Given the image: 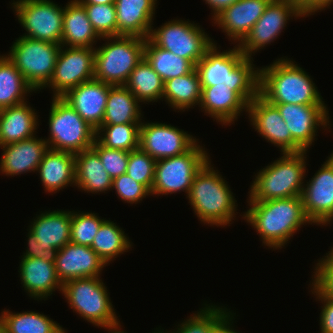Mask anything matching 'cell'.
I'll list each match as a JSON object with an SVG mask.
<instances>
[{"mask_svg":"<svg viewBox=\"0 0 333 333\" xmlns=\"http://www.w3.org/2000/svg\"><path fill=\"white\" fill-rule=\"evenodd\" d=\"M144 58L164 82L178 76L187 75L196 68L188 59L181 58L154 45L148 38L145 39Z\"/></svg>","mask_w":333,"mask_h":333,"instance_id":"obj_34","label":"cell"},{"mask_svg":"<svg viewBox=\"0 0 333 333\" xmlns=\"http://www.w3.org/2000/svg\"><path fill=\"white\" fill-rule=\"evenodd\" d=\"M101 38L94 31L84 6L71 0L64 7L61 46L94 48Z\"/></svg>","mask_w":333,"mask_h":333,"instance_id":"obj_29","label":"cell"},{"mask_svg":"<svg viewBox=\"0 0 333 333\" xmlns=\"http://www.w3.org/2000/svg\"><path fill=\"white\" fill-rule=\"evenodd\" d=\"M293 16L304 17L293 5L281 0H272L249 33L237 44L238 48L245 57L252 58V53L255 55V52L280 36L287 20Z\"/></svg>","mask_w":333,"mask_h":333,"instance_id":"obj_14","label":"cell"},{"mask_svg":"<svg viewBox=\"0 0 333 333\" xmlns=\"http://www.w3.org/2000/svg\"><path fill=\"white\" fill-rule=\"evenodd\" d=\"M204 1L213 10L212 12L214 14H212V15L214 17L221 10H223L224 8L230 6L231 4H233L234 2H236L237 0H204Z\"/></svg>","mask_w":333,"mask_h":333,"instance_id":"obj_50","label":"cell"},{"mask_svg":"<svg viewBox=\"0 0 333 333\" xmlns=\"http://www.w3.org/2000/svg\"><path fill=\"white\" fill-rule=\"evenodd\" d=\"M233 314L230 312L214 329L212 333H239L236 330H234L231 326V321L233 320ZM232 315V316H231Z\"/></svg>","mask_w":333,"mask_h":333,"instance_id":"obj_49","label":"cell"},{"mask_svg":"<svg viewBox=\"0 0 333 333\" xmlns=\"http://www.w3.org/2000/svg\"><path fill=\"white\" fill-rule=\"evenodd\" d=\"M32 222L29 230L40 246V258L54 259V254L70 242L71 211H46Z\"/></svg>","mask_w":333,"mask_h":333,"instance_id":"obj_20","label":"cell"},{"mask_svg":"<svg viewBox=\"0 0 333 333\" xmlns=\"http://www.w3.org/2000/svg\"><path fill=\"white\" fill-rule=\"evenodd\" d=\"M12 7L24 37L61 44L64 7L51 0H17Z\"/></svg>","mask_w":333,"mask_h":333,"instance_id":"obj_12","label":"cell"},{"mask_svg":"<svg viewBox=\"0 0 333 333\" xmlns=\"http://www.w3.org/2000/svg\"><path fill=\"white\" fill-rule=\"evenodd\" d=\"M112 189L121 200L130 204H136L151 194L145 185L134 181L127 173L113 178Z\"/></svg>","mask_w":333,"mask_h":333,"instance_id":"obj_44","label":"cell"},{"mask_svg":"<svg viewBox=\"0 0 333 333\" xmlns=\"http://www.w3.org/2000/svg\"><path fill=\"white\" fill-rule=\"evenodd\" d=\"M225 179L211 166L210 159L196 173L187 198L204 224L225 227L236 214L237 202Z\"/></svg>","mask_w":333,"mask_h":333,"instance_id":"obj_4","label":"cell"},{"mask_svg":"<svg viewBox=\"0 0 333 333\" xmlns=\"http://www.w3.org/2000/svg\"><path fill=\"white\" fill-rule=\"evenodd\" d=\"M272 0H237L212 17L230 40L238 42L252 29Z\"/></svg>","mask_w":333,"mask_h":333,"instance_id":"obj_22","label":"cell"},{"mask_svg":"<svg viewBox=\"0 0 333 333\" xmlns=\"http://www.w3.org/2000/svg\"><path fill=\"white\" fill-rule=\"evenodd\" d=\"M198 142L186 153L156 161L151 195L185 191L188 195L196 173L209 160Z\"/></svg>","mask_w":333,"mask_h":333,"instance_id":"obj_10","label":"cell"},{"mask_svg":"<svg viewBox=\"0 0 333 333\" xmlns=\"http://www.w3.org/2000/svg\"><path fill=\"white\" fill-rule=\"evenodd\" d=\"M125 234L116 223L105 220L90 247L107 265L133 246Z\"/></svg>","mask_w":333,"mask_h":333,"instance_id":"obj_37","label":"cell"},{"mask_svg":"<svg viewBox=\"0 0 333 333\" xmlns=\"http://www.w3.org/2000/svg\"><path fill=\"white\" fill-rule=\"evenodd\" d=\"M157 0H115L117 36L148 38Z\"/></svg>","mask_w":333,"mask_h":333,"instance_id":"obj_25","label":"cell"},{"mask_svg":"<svg viewBox=\"0 0 333 333\" xmlns=\"http://www.w3.org/2000/svg\"><path fill=\"white\" fill-rule=\"evenodd\" d=\"M113 178L106 172L99 155L92 149L75 154V185L87 192L112 190Z\"/></svg>","mask_w":333,"mask_h":333,"instance_id":"obj_30","label":"cell"},{"mask_svg":"<svg viewBox=\"0 0 333 333\" xmlns=\"http://www.w3.org/2000/svg\"><path fill=\"white\" fill-rule=\"evenodd\" d=\"M205 305L199 312L179 324L177 331L171 333H212L215 327L230 313L225 307ZM167 333L169 332L167 331Z\"/></svg>","mask_w":333,"mask_h":333,"instance_id":"obj_39","label":"cell"},{"mask_svg":"<svg viewBox=\"0 0 333 333\" xmlns=\"http://www.w3.org/2000/svg\"><path fill=\"white\" fill-rule=\"evenodd\" d=\"M243 218L260 235L265 246L281 249L301 225L312 224L307 218L301 196L268 201L249 202Z\"/></svg>","mask_w":333,"mask_h":333,"instance_id":"obj_2","label":"cell"},{"mask_svg":"<svg viewBox=\"0 0 333 333\" xmlns=\"http://www.w3.org/2000/svg\"><path fill=\"white\" fill-rule=\"evenodd\" d=\"M293 5L302 15H314V0H281Z\"/></svg>","mask_w":333,"mask_h":333,"instance_id":"obj_47","label":"cell"},{"mask_svg":"<svg viewBox=\"0 0 333 333\" xmlns=\"http://www.w3.org/2000/svg\"><path fill=\"white\" fill-rule=\"evenodd\" d=\"M125 86L143 103L162 99L164 81L143 57L130 73Z\"/></svg>","mask_w":333,"mask_h":333,"instance_id":"obj_36","label":"cell"},{"mask_svg":"<svg viewBox=\"0 0 333 333\" xmlns=\"http://www.w3.org/2000/svg\"><path fill=\"white\" fill-rule=\"evenodd\" d=\"M307 151L286 152L257 172L248 192V202L301 196L306 172Z\"/></svg>","mask_w":333,"mask_h":333,"instance_id":"obj_5","label":"cell"},{"mask_svg":"<svg viewBox=\"0 0 333 333\" xmlns=\"http://www.w3.org/2000/svg\"><path fill=\"white\" fill-rule=\"evenodd\" d=\"M312 286V293L323 304L319 318L321 333H333V298L322 294L314 285Z\"/></svg>","mask_w":333,"mask_h":333,"instance_id":"obj_46","label":"cell"},{"mask_svg":"<svg viewBox=\"0 0 333 333\" xmlns=\"http://www.w3.org/2000/svg\"><path fill=\"white\" fill-rule=\"evenodd\" d=\"M91 148L99 155L103 167L112 178L126 173L129 152L107 148L97 139H95Z\"/></svg>","mask_w":333,"mask_h":333,"instance_id":"obj_43","label":"cell"},{"mask_svg":"<svg viewBox=\"0 0 333 333\" xmlns=\"http://www.w3.org/2000/svg\"><path fill=\"white\" fill-rule=\"evenodd\" d=\"M110 86L94 78L68 90L61 98L97 130L103 121Z\"/></svg>","mask_w":333,"mask_h":333,"instance_id":"obj_21","label":"cell"},{"mask_svg":"<svg viewBox=\"0 0 333 333\" xmlns=\"http://www.w3.org/2000/svg\"><path fill=\"white\" fill-rule=\"evenodd\" d=\"M115 333H125L124 331H121V328H119ZM152 333H167V331H163V330H155Z\"/></svg>","mask_w":333,"mask_h":333,"instance_id":"obj_53","label":"cell"},{"mask_svg":"<svg viewBox=\"0 0 333 333\" xmlns=\"http://www.w3.org/2000/svg\"><path fill=\"white\" fill-rule=\"evenodd\" d=\"M331 3H333V0H314V14L319 10H325Z\"/></svg>","mask_w":333,"mask_h":333,"instance_id":"obj_51","label":"cell"},{"mask_svg":"<svg viewBox=\"0 0 333 333\" xmlns=\"http://www.w3.org/2000/svg\"><path fill=\"white\" fill-rule=\"evenodd\" d=\"M49 112V149L79 153L92 147L96 130L61 97H53Z\"/></svg>","mask_w":333,"mask_h":333,"instance_id":"obj_8","label":"cell"},{"mask_svg":"<svg viewBox=\"0 0 333 333\" xmlns=\"http://www.w3.org/2000/svg\"><path fill=\"white\" fill-rule=\"evenodd\" d=\"M259 70V94L269 103L325 105L311 76L287 57Z\"/></svg>","mask_w":333,"mask_h":333,"instance_id":"obj_3","label":"cell"},{"mask_svg":"<svg viewBox=\"0 0 333 333\" xmlns=\"http://www.w3.org/2000/svg\"><path fill=\"white\" fill-rule=\"evenodd\" d=\"M329 158L333 161V153L329 156Z\"/></svg>","mask_w":333,"mask_h":333,"instance_id":"obj_55","label":"cell"},{"mask_svg":"<svg viewBox=\"0 0 333 333\" xmlns=\"http://www.w3.org/2000/svg\"><path fill=\"white\" fill-rule=\"evenodd\" d=\"M21 284L36 300L47 299L53 291H62V283L57 277L54 259L22 257L20 262Z\"/></svg>","mask_w":333,"mask_h":333,"instance_id":"obj_23","label":"cell"},{"mask_svg":"<svg viewBox=\"0 0 333 333\" xmlns=\"http://www.w3.org/2000/svg\"><path fill=\"white\" fill-rule=\"evenodd\" d=\"M65 47H60L53 75L45 86L51 87L53 97H62L68 90L94 79L95 49Z\"/></svg>","mask_w":333,"mask_h":333,"instance_id":"obj_13","label":"cell"},{"mask_svg":"<svg viewBox=\"0 0 333 333\" xmlns=\"http://www.w3.org/2000/svg\"><path fill=\"white\" fill-rule=\"evenodd\" d=\"M197 142L195 137L170 124L142 122L140 125L139 148L156 161L182 155Z\"/></svg>","mask_w":333,"mask_h":333,"instance_id":"obj_15","label":"cell"},{"mask_svg":"<svg viewBox=\"0 0 333 333\" xmlns=\"http://www.w3.org/2000/svg\"><path fill=\"white\" fill-rule=\"evenodd\" d=\"M201 82L196 68L187 75L178 76L164 82V99L171 108L183 110L199 105L201 100Z\"/></svg>","mask_w":333,"mask_h":333,"instance_id":"obj_32","label":"cell"},{"mask_svg":"<svg viewBox=\"0 0 333 333\" xmlns=\"http://www.w3.org/2000/svg\"><path fill=\"white\" fill-rule=\"evenodd\" d=\"M247 112L253 128L267 142L281 149L282 153L303 151L292 139V135L278 108L258 94L248 104Z\"/></svg>","mask_w":333,"mask_h":333,"instance_id":"obj_17","label":"cell"},{"mask_svg":"<svg viewBox=\"0 0 333 333\" xmlns=\"http://www.w3.org/2000/svg\"><path fill=\"white\" fill-rule=\"evenodd\" d=\"M28 247L23 257L40 258V246L35 239V235L29 230L28 234Z\"/></svg>","mask_w":333,"mask_h":333,"instance_id":"obj_48","label":"cell"},{"mask_svg":"<svg viewBox=\"0 0 333 333\" xmlns=\"http://www.w3.org/2000/svg\"><path fill=\"white\" fill-rule=\"evenodd\" d=\"M148 39L156 46L168 50L195 66L215 43L202 28L189 20H172L160 28H151Z\"/></svg>","mask_w":333,"mask_h":333,"instance_id":"obj_11","label":"cell"},{"mask_svg":"<svg viewBox=\"0 0 333 333\" xmlns=\"http://www.w3.org/2000/svg\"><path fill=\"white\" fill-rule=\"evenodd\" d=\"M0 148L3 150L0 171L6 176L37 171L44 153L49 149L45 139L35 136Z\"/></svg>","mask_w":333,"mask_h":333,"instance_id":"obj_24","label":"cell"},{"mask_svg":"<svg viewBox=\"0 0 333 333\" xmlns=\"http://www.w3.org/2000/svg\"><path fill=\"white\" fill-rule=\"evenodd\" d=\"M61 44L21 36L6 56L35 90L43 89L54 72Z\"/></svg>","mask_w":333,"mask_h":333,"instance_id":"obj_9","label":"cell"},{"mask_svg":"<svg viewBox=\"0 0 333 333\" xmlns=\"http://www.w3.org/2000/svg\"><path fill=\"white\" fill-rule=\"evenodd\" d=\"M82 5H92V4H114L115 0H78Z\"/></svg>","mask_w":333,"mask_h":333,"instance_id":"obj_52","label":"cell"},{"mask_svg":"<svg viewBox=\"0 0 333 333\" xmlns=\"http://www.w3.org/2000/svg\"><path fill=\"white\" fill-rule=\"evenodd\" d=\"M105 219L92 212H71L70 242L91 246L101 224Z\"/></svg>","mask_w":333,"mask_h":333,"instance_id":"obj_40","label":"cell"},{"mask_svg":"<svg viewBox=\"0 0 333 333\" xmlns=\"http://www.w3.org/2000/svg\"><path fill=\"white\" fill-rule=\"evenodd\" d=\"M199 107L216 122L231 125L238 119L240 113L248 109V104L234 91L232 87H203ZM235 119V120H234ZM233 122V123H232Z\"/></svg>","mask_w":333,"mask_h":333,"instance_id":"obj_26","label":"cell"},{"mask_svg":"<svg viewBox=\"0 0 333 333\" xmlns=\"http://www.w3.org/2000/svg\"><path fill=\"white\" fill-rule=\"evenodd\" d=\"M324 257L316 264L311 285L322 294L333 298V250L330 249Z\"/></svg>","mask_w":333,"mask_h":333,"instance_id":"obj_45","label":"cell"},{"mask_svg":"<svg viewBox=\"0 0 333 333\" xmlns=\"http://www.w3.org/2000/svg\"><path fill=\"white\" fill-rule=\"evenodd\" d=\"M140 125L141 123L101 125L96 130V139L107 148L130 152L139 149Z\"/></svg>","mask_w":333,"mask_h":333,"instance_id":"obj_38","label":"cell"},{"mask_svg":"<svg viewBox=\"0 0 333 333\" xmlns=\"http://www.w3.org/2000/svg\"><path fill=\"white\" fill-rule=\"evenodd\" d=\"M140 101L125 85L110 86L101 125L142 123Z\"/></svg>","mask_w":333,"mask_h":333,"instance_id":"obj_31","label":"cell"},{"mask_svg":"<svg viewBox=\"0 0 333 333\" xmlns=\"http://www.w3.org/2000/svg\"><path fill=\"white\" fill-rule=\"evenodd\" d=\"M37 172L46 192L56 193L69 184L75 186V154L48 149L39 163Z\"/></svg>","mask_w":333,"mask_h":333,"instance_id":"obj_27","label":"cell"},{"mask_svg":"<svg viewBox=\"0 0 333 333\" xmlns=\"http://www.w3.org/2000/svg\"><path fill=\"white\" fill-rule=\"evenodd\" d=\"M275 105L288 129L293 141L307 151L316 139L317 129H326L329 125V112L326 105L273 104Z\"/></svg>","mask_w":333,"mask_h":333,"instance_id":"obj_18","label":"cell"},{"mask_svg":"<svg viewBox=\"0 0 333 333\" xmlns=\"http://www.w3.org/2000/svg\"><path fill=\"white\" fill-rule=\"evenodd\" d=\"M56 274L62 285L76 278L100 277L106 266L90 246L67 243L54 254Z\"/></svg>","mask_w":333,"mask_h":333,"instance_id":"obj_19","label":"cell"},{"mask_svg":"<svg viewBox=\"0 0 333 333\" xmlns=\"http://www.w3.org/2000/svg\"><path fill=\"white\" fill-rule=\"evenodd\" d=\"M26 102L0 109V146L36 135L37 113Z\"/></svg>","mask_w":333,"mask_h":333,"instance_id":"obj_28","label":"cell"},{"mask_svg":"<svg viewBox=\"0 0 333 333\" xmlns=\"http://www.w3.org/2000/svg\"><path fill=\"white\" fill-rule=\"evenodd\" d=\"M35 91L6 55L0 56V109L25 101L27 93Z\"/></svg>","mask_w":333,"mask_h":333,"instance_id":"obj_35","label":"cell"},{"mask_svg":"<svg viewBox=\"0 0 333 333\" xmlns=\"http://www.w3.org/2000/svg\"><path fill=\"white\" fill-rule=\"evenodd\" d=\"M104 285L100 277L76 278L62 285V294L81 318L115 333L121 325Z\"/></svg>","mask_w":333,"mask_h":333,"instance_id":"obj_6","label":"cell"},{"mask_svg":"<svg viewBox=\"0 0 333 333\" xmlns=\"http://www.w3.org/2000/svg\"><path fill=\"white\" fill-rule=\"evenodd\" d=\"M304 184L301 198L307 218L316 225L333 220V161L328 159Z\"/></svg>","mask_w":333,"mask_h":333,"instance_id":"obj_16","label":"cell"},{"mask_svg":"<svg viewBox=\"0 0 333 333\" xmlns=\"http://www.w3.org/2000/svg\"><path fill=\"white\" fill-rule=\"evenodd\" d=\"M83 6L94 31L100 38L117 36L116 8L114 4Z\"/></svg>","mask_w":333,"mask_h":333,"instance_id":"obj_41","label":"cell"},{"mask_svg":"<svg viewBox=\"0 0 333 333\" xmlns=\"http://www.w3.org/2000/svg\"><path fill=\"white\" fill-rule=\"evenodd\" d=\"M216 44L196 64L201 88L215 85L232 87L249 104L259 94L260 68L255 70L253 58L245 57L237 45L220 52Z\"/></svg>","mask_w":333,"mask_h":333,"instance_id":"obj_1","label":"cell"},{"mask_svg":"<svg viewBox=\"0 0 333 333\" xmlns=\"http://www.w3.org/2000/svg\"><path fill=\"white\" fill-rule=\"evenodd\" d=\"M156 160L140 148L129 152L126 173L136 182L145 185L150 191L154 182Z\"/></svg>","mask_w":333,"mask_h":333,"instance_id":"obj_42","label":"cell"},{"mask_svg":"<svg viewBox=\"0 0 333 333\" xmlns=\"http://www.w3.org/2000/svg\"><path fill=\"white\" fill-rule=\"evenodd\" d=\"M0 326L5 333H66L64 328L44 314L34 311L1 312Z\"/></svg>","mask_w":333,"mask_h":333,"instance_id":"obj_33","label":"cell"},{"mask_svg":"<svg viewBox=\"0 0 333 333\" xmlns=\"http://www.w3.org/2000/svg\"><path fill=\"white\" fill-rule=\"evenodd\" d=\"M102 39L107 40L104 46L94 48V78L112 86L125 85L132 70L144 57L145 39L125 35Z\"/></svg>","mask_w":333,"mask_h":333,"instance_id":"obj_7","label":"cell"},{"mask_svg":"<svg viewBox=\"0 0 333 333\" xmlns=\"http://www.w3.org/2000/svg\"><path fill=\"white\" fill-rule=\"evenodd\" d=\"M0 333H5V331L3 330V328L0 326Z\"/></svg>","mask_w":333,"mask_h":333,"instance_id":"obj_54","label":"cell"}]
</instances>
